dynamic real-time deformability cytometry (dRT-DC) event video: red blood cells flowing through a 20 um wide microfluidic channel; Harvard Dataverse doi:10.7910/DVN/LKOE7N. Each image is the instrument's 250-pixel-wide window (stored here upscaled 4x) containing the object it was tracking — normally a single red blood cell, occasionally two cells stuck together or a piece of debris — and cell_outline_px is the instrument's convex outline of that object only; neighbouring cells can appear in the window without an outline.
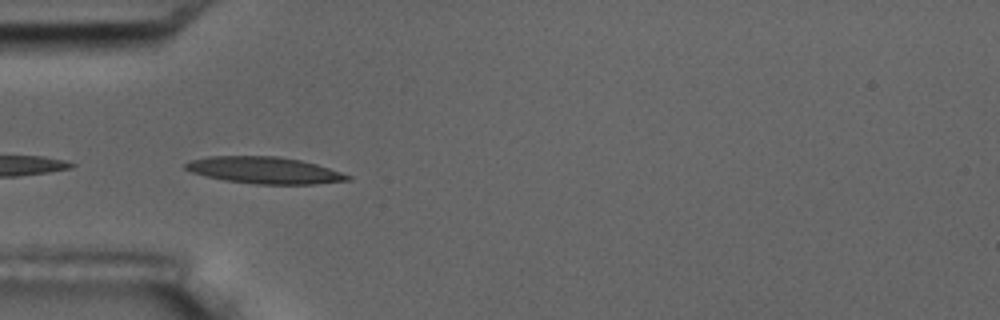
{"species": "common noctule bat (a hibernating species)", "species_latin": "Nyctalus noctula", "temperature_condition": "room temperature", "stored_images_in_passage": 16, "camera_frame_rate_fps": 3000, "um_per_image_px": 0.085, "animal": {"sex": "male", "body_mass_g": 17.5, "forearm_length_mm": 52.3}, "frame": {"image": 1, "passage_image": 5, "time_ms": 4.667, "image_size_px": [1000, 320], "cell_outline_px": [[352, 180], [312, 184], [256, 184], [224, 180], [192, 172], [184, 168], [184, 164], [188, 160], [208, 156], [276, 156], [300, 160], [316, 164], [352, 176]], "centroid_in_image_um": [22.46, 14.47], "position_along_channel_um": 62.5, "area_um2": 25.14}, "authors_computed_cell_mechanics": {"area_um2": 22.6576, "velocity_mm_per_s": 3.5093, "shape_relaxation_time_tau1_ms": 1.6842, "shape_relaxation_time_tau2_ms": null, "deformation_change_tau1": 0.1055, "deformation_change_tau2": null}}